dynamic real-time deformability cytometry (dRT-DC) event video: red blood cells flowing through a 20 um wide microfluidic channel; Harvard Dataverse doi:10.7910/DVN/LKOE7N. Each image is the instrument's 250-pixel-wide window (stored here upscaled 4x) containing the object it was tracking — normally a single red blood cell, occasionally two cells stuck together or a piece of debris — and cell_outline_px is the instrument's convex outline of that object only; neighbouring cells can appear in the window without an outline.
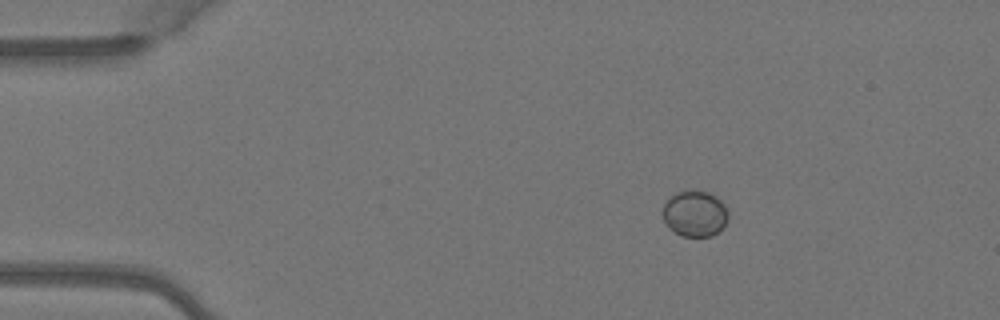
{"species": "Egyptian fruit bat (a non-hibernating species)", "species_latin": "Rousettus aegyptiacus", "temperature_condition": "warm", "stored_images_in_passage": 3, "camera_frame_rate_fps": 3000, "um_per_image_px": 0.085, "animal": {"sex": "female"}, "frame": {"image": 1, "passage_image": 1, "time_ms": 0.0, "image_size_px": [1000, 320], "cell_outline_px": [[728, 220], [712, 236], [680, 236], [668, 228], [660, 212], [664, 204], [676, 192], [708, 192], [716, 196], [724, 204], [728, 212]], "centroid_in_image_um": [59.03, 18.18], "position_along_channel_um": 26.0, "area_um2": 17.4}}
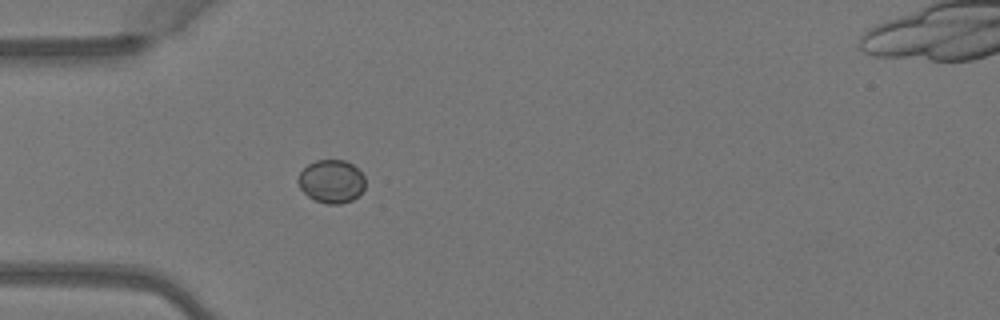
{"frame": {"image": 2, "passage_image": 3, "time_ms": 0.667, "image_size_px": [1000, 320], "cell_outline_px": [[364, 188], [352, 200], [340, 204], [328, 204], [316, 200], [308, 196], [300, 188], [296, 180], [300, 172], [308, 164], [316, 160], [344, 160], [352, 164], [364, 176]], "centroid_in_image_um": [28.14, 15.41], "position_along_channel_um": 56.9, "area_um2": 16.76}}